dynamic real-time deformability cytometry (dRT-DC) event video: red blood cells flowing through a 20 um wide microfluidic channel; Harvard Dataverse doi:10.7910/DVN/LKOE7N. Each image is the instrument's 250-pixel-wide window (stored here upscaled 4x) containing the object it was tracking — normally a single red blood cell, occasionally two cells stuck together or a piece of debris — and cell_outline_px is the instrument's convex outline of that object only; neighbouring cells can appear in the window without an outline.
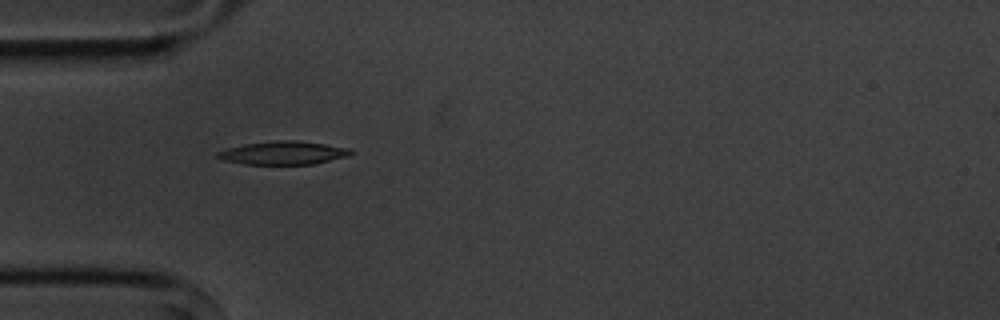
{"species": "common noctule bat (a hibernating species)", "species_latin": "Nyctalus noctula", "temperature_condition": "cold", "stored_images_in_passage": 2, "camera_frame_rate_fps": 3000, "um_per_image_px": 0.085, "animal": {"sex": "male", "body_mass_g": 20.1, "forearm_length_mm": 53.5}, "frame": {"image": 1, "passage_image": 1, "time_ms": 0.0, "image_size_px": [1000, 320], "cell_outline_px": [[356, 152], [348, 156], [312, 164], [244, 164], [220, 160], [216, 156], [216, 152], [228, 148], [244, 144], [276, 140], [296, 140], [352, 148]], "centroid_in_image_um": [24.08, 12.99], "position_along_channel_um": 60.9, "area_um2": 18.21}}
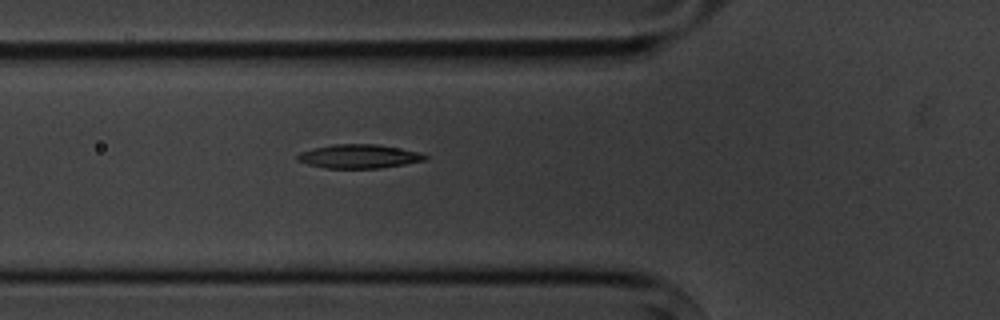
{"frame": {"image": 2, "passage_image": 2, "time_ms": 1.0, "image_size_px": [1000, 320], "cell_outline_px": [[428, 156], [424, 160], [404, 164], [380, 168], [324, 168], [308, 164], [296, 160], [296, 156], [300, 152], [312, 148], [332, 144], [376, 144], [420, 152]], "centroid_in_image_um": [30.46, 13.28], "position_along_channel_um": 95.3, "area_um2": 17.69}}